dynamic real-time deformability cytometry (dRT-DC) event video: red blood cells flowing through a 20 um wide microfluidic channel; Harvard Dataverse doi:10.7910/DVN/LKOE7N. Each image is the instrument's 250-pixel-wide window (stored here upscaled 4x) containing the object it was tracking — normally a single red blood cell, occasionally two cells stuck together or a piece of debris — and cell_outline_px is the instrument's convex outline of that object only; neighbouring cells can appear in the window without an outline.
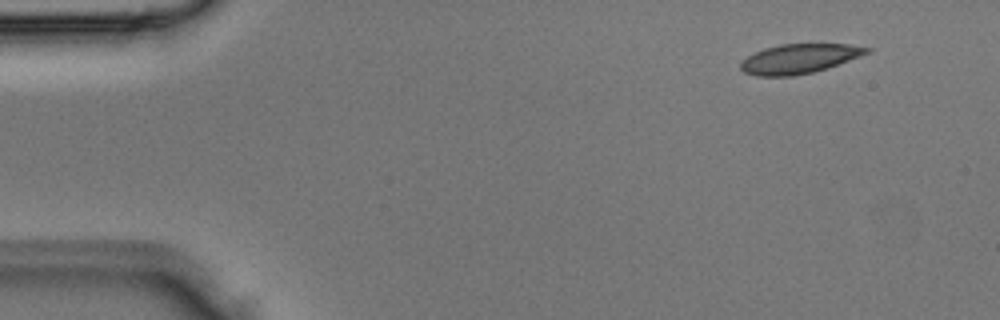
{"species": "Egyptian fruit bat (a non-hibernating species)", "species_latin": "Rousettus aegyptiacus", "temperature_condition": "room temperature", "stored_images_in_passage": 3, "camera_frame_rate_fps": 3000, "um_per_image_px": 0.085, "animal": {"sex": "male"}, "frame": {"image": 1, "passage_image": 1, "time_ms": 0.0, "image_size_px": [1000, 320], "cell_outline_px": [[872, 48], [868, 52], [860, 56], [828, 68], [812, 72], [792, 76], [756, 76], [744, 72], [740, 68], [740, 60], [764, 48], [780, 44], [848, 44]], "centroid_in_image_um": [67.9, 4.99], "position_along_channel_um": 17.1, "area_um2": 21.62}}
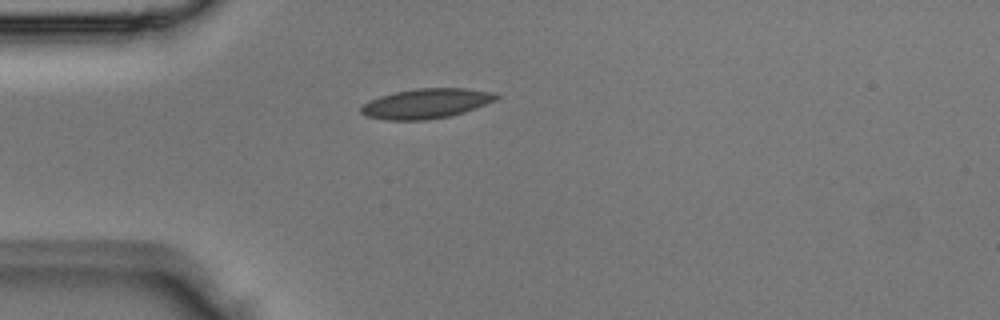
{"frame": {"image": 2, "passage_image": 3, "time_ms": 0.667, "image_size_px": [1000, 320], "cell_outline_px": [[500, 96], [496, 100], [476, 108], [464, 112], [448, 116], [424, 120], [388, 120], [364, 116], [360, 112], [360, 108], [368, 100], [380, 96], [396, 92], [416, 88], [464, 88], [492, 92]], "centroid_in_image_um": [36.2, 8.8], "position_along_channel_um": 48.8, "area_um2": 23.47}}